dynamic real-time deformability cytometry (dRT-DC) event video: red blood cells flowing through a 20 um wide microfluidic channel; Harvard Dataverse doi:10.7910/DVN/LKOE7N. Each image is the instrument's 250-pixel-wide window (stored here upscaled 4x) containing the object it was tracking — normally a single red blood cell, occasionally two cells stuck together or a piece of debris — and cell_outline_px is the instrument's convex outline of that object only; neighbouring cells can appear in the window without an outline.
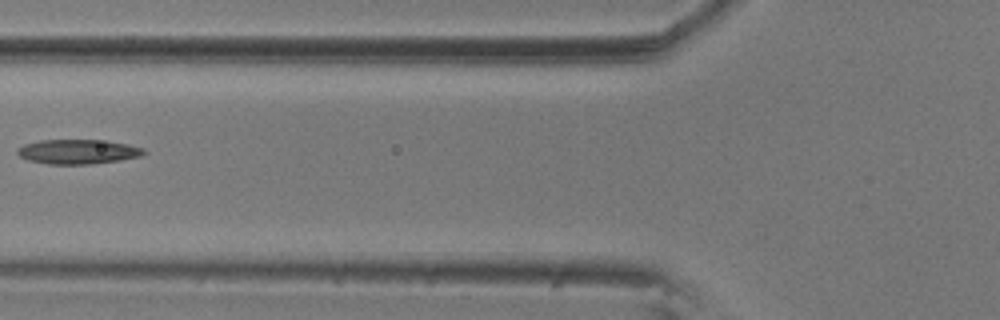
{"species": "common noctule bat (a hibernating species)", "species_latin": "Nyctalus noctula", "temperature_condition": "room temperature", "stored_images_in_passage": 3, "camera_frame_rate_fps": 3000, "um_per_image_px": 0.085, "animal": {"sex": "male", "body_mass_g": 20.5, "forearm_length_mm": 52.5}, "frame": {"image": 1, "passage_image": 3, "time_ms": 0.667, "image_size_px": [1000, 320], "cell_outline_px": [[148, 152], [140, 156], [120, 160], [92, 164], [48, 164], [28, 160], [20, 156], [16, 152], [16, 148], [24, 144], [40, 140], [108, 140], [128, 144], [144, 148]], "centroid_in_image_um": [6.64, 12.89], "position_along_channel_um": 119.2, "area_um2": 18.26}}